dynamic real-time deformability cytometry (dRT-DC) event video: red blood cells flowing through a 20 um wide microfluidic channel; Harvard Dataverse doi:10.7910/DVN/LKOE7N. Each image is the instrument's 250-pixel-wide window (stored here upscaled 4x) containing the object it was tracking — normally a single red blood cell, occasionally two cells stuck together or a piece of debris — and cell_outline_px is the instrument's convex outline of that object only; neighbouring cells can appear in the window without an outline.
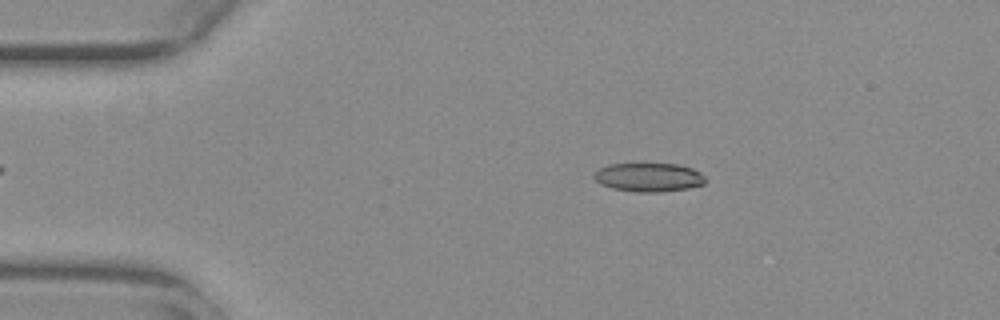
{"species": "common noctule bat (a hibernating species)", "species_latin": "Nyctalus noctula", "temperature_condition": "warm", "stored_images_in_passage": 50, "camera_frame_rate_fps": 3000, "um_per_image_px": 0.085, "animal": {"sex": "female", "body_mass_g": 29.2, "forearm_length_mm": 56.3}, "frame": {"image": 1, "passage_image": 5, "time_ms": 1.333, "image_size_px": [1000, 320], "cell_outline_px": [[708, 180], [704, 184], [688, 188], [660, 192], [636, 192], [612, 188], [600, 184], [592, 176], [600, 168], [608, 164], [680, 164], [692, 168], [700, 172]], "centroid_in_image_um": [55.17, 15.07], "position_along_channel_um": 29.8, "area_um2": 18.73}}
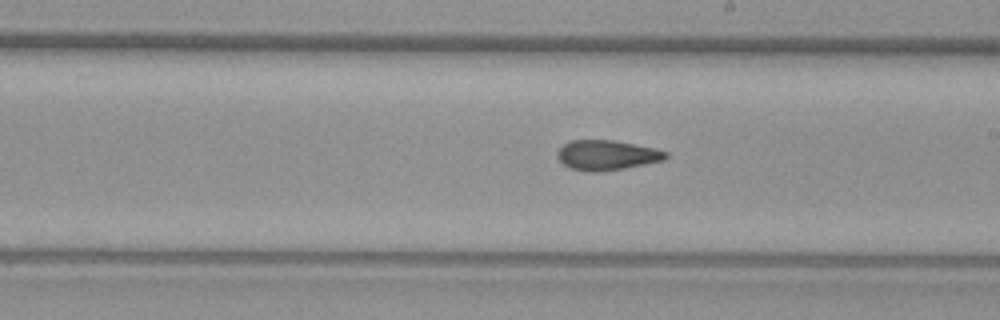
{"frame": {"image": 2, "passage_image": 26, "time_ms": 8.333, "image_size_px": [1000, 320], "cell_outline_px": [[668, 156], [664, 160], [624, 168], [596, 172], [588, 172], [568, 168], [556, 156], [556, 152], [564, 144], [572, 140], [612, 140], [656, 148], [668, 152]], "centroid_in_image_um": [51.57, 13.19], "position_along_channel_um": 237.4, "area_um2": 18.9}}
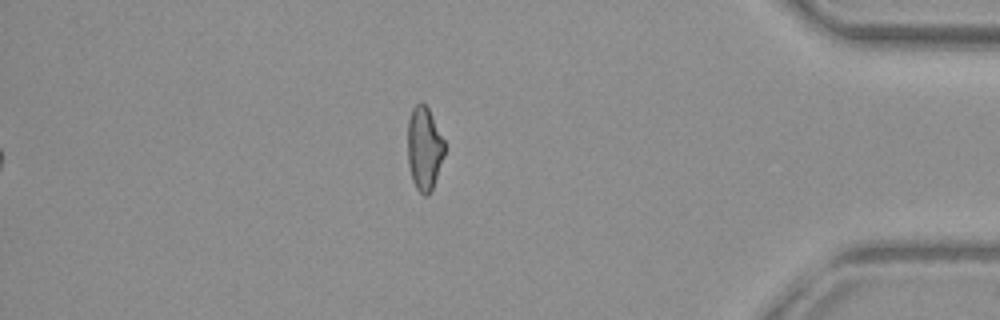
{"frame": {"image": 3, "passage_image": 42, "time_ms": 13.667, "image_size_px": [1000, 320], "cell_outline_px": [[444, 156], [432, 188], [428, 196], [424, 196], [416, 188], [412, 180], [408, 164], [408, 120], [412, 108], [420, 100], [428, 108], [444, 140]], "centroid_in_image_um": [36.05, 12.61], "position_along_channel_um": 399.2, "area_um2": 17.86}, "authors_computed_cell_mechanics": {"area_um2": 19.0162, "velocity_mm_per_s": 3.7591, "shape_relaxation_time_tau1_ms": null, "shape_relaxation_time_tau2_ms": 3.6626, "deformation_change_tau1": null, "deformation_change_tau2": 0.1234}}